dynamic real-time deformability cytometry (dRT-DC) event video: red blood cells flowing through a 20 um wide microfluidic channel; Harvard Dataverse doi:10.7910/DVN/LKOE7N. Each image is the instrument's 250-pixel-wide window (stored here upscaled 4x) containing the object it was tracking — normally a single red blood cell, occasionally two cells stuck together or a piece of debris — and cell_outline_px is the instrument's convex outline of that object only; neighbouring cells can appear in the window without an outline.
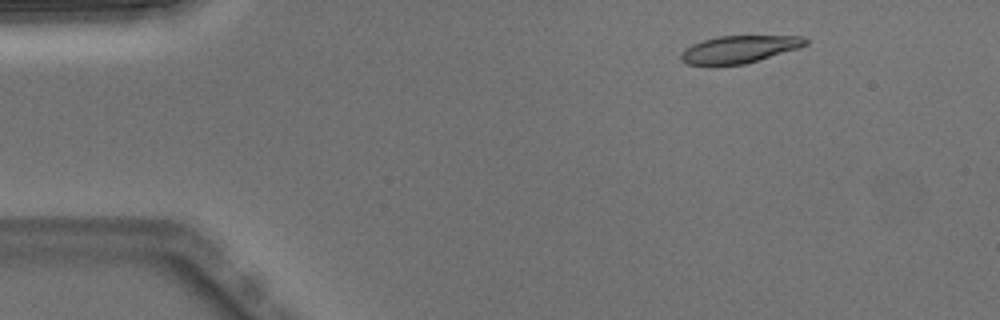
{"species": "Egyptian fruit bat (a non-hibernating species)", "species_latin": "Rousettus aegyptiacus", "temperature_condition": "warm", "stored_images_in_passage": 4, "camera_frame_rate_fps": 3000, "um_per_image_px": 0.085, "animal": {"sex": "male"}, "frame": {"image": 1, "passage_image": 2, "time_ms": 0.333, "image_size_px": [1000, 320], "cell_outline_px": [[808, 44], [800, 48], [744, 64], [712, 68], [708, 68], [688, 64], [680, 60], [680, 52], [684, 48], [692, 44], [704, 40], [720, 36], [804, 36], [808, 40]], "centroid_in_image_um": [62.76, 4.23], "position_along_channel_um": 22.2, "area_um2": 20.58}}